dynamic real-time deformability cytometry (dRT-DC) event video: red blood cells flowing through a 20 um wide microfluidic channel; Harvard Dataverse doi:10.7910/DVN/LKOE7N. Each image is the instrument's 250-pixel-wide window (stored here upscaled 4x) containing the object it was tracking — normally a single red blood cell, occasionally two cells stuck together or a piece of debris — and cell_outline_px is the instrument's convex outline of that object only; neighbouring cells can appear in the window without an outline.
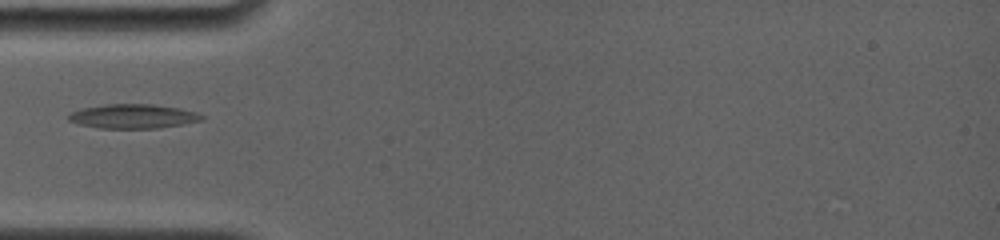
{"species": "common noctule bat (a hibernating species)", "species_latin": "Nyctalus noctula", "temperature_condition": "room temperature", "stored_images_in_passage": 19, "camera_frame_rate_fps": 4000, "um_per_image_px": 0.085, "animal": {"sex": "female", "body_mass_g": 19.0, "forearm_length_mm": 56.7}, "frame": {"image": 1, "passage_image": 1, "time_ms": 0.0, "image_size_px": [1000, 240], "cell_outline_px": [[204, 120], [184, 124], [160, 128], [100, 128], [80, 124], [68, 120], [68, 116], [72, 112], [80, 108], [104, 104], [152, 104], [180, 108], [196, 112], [204, 116]], "centroid_in_image_um": [11.34, 9.88], "position_along_channel_um": 73.7, "area_um2": 18.9}}
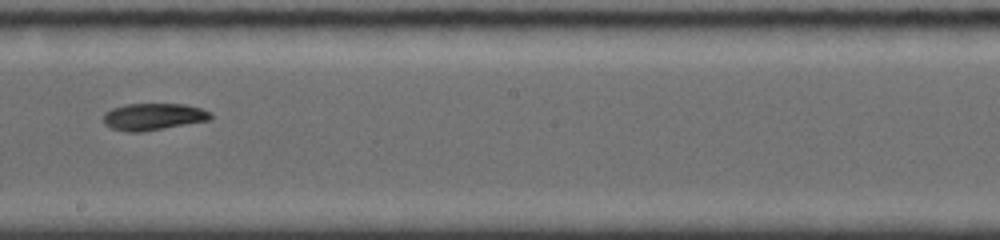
{"frame": {"image": 2, "passage_image": 5, "time_ms": 4.25, "image_size_px": [1000, 240], "cell_outline_px": [[212, 120], [140, 132], [128, 132], [112, 128], [104, 124], [104, 112], [112, 108], [128, 104], [184, 104], [200, 108], [212, 112]], "centroid_in_image_um": [13.06, 9.92], "position_along_channel_um": 235.1, "area_um2": 16.82}}
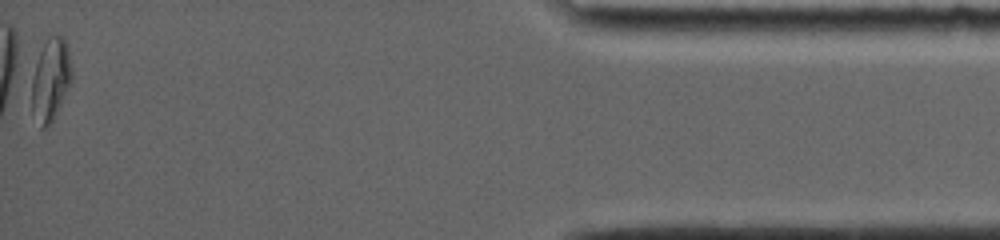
{"frame": {"image": 3, "passage_image": 19, "time_ms": 11.25, "image_size_px": [1000, 240], "cell_outline_px": [[72, 80], [52, 120], [44, 128], [40, 128], [32, 108], [32, 64], [48, 36], [64, 36], [68, 48], [72, 72]], "centroid_in_image_um": [4.28, 6.69], "position_along_channel_um": 430.9, "area_um2": 19.25}}